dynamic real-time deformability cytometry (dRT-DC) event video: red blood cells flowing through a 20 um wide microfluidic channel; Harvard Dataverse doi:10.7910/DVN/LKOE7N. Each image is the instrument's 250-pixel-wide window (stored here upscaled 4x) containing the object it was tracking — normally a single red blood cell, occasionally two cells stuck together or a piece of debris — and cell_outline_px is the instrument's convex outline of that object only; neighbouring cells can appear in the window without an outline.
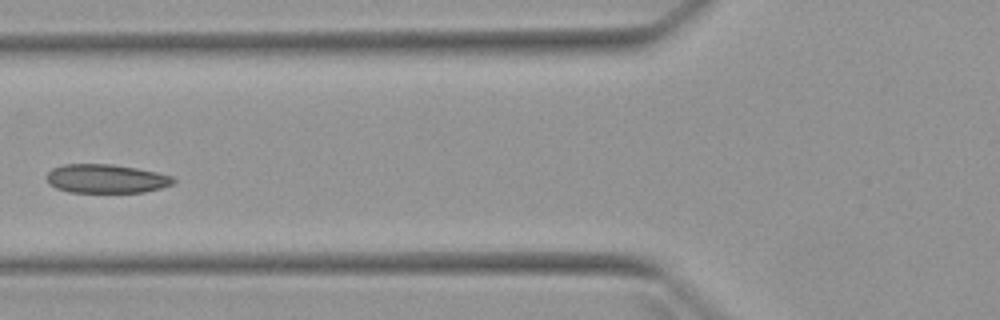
{"species": "Egyptian fruit bat (a non-hibernating species)", "species_latin": "Rousettus aegyptiacus", "temperature_condition": "warm", "stored_images_in_passage": 6, "camera_frame_rate_fps": 3000, "um_per_image_px": 0.085, "animal": {"sex": "female"}, "frame": {"image": 1, "passage_image": 5, "time_ms": 5.667, "image_size_px": [1000, 320], "cell_outline_px": [[176, 180], [172, 184], [160, 188], [144, 192], [68, 192], [56, 188], [48, 184], [48, 172], [52, 168], [64, 164], [112, 164], [136, 168], [156, 172], [172, 176]], "centroid_in_image_um": [9.01, 15.19], "position_along_channel_um": 116.8, "area_um2": 21.21}}
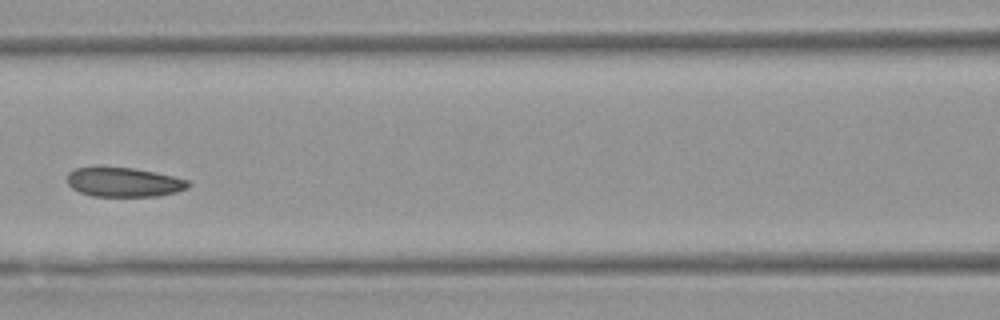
{"frame": {"image": 2, "passage_image": 6, "time_ms": 6.667, "image_size_px": [1000, 320], "cell_outline_px": [[192, 184], [188, 188], [176, 192], [156, 196], [92, 196], [80, 192], [72, 188], [68, 184], [68, 172], [76, 168], [136, 168], [156, 172], [188, 180]], "centroid_in_image_um": [10.56, 15.49], "position_along_channel_um": 156.0, "area_um2": 20.52}}